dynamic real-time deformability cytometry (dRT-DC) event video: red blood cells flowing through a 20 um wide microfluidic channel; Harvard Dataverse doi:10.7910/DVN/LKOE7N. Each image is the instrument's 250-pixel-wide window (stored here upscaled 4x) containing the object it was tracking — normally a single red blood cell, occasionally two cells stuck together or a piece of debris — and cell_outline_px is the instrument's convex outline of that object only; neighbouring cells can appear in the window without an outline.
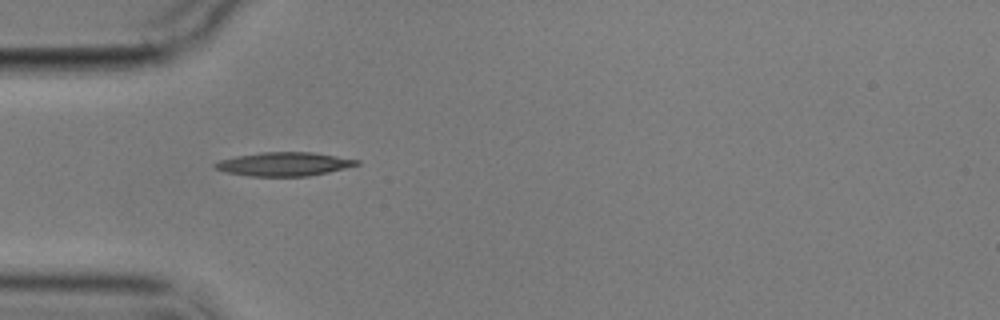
{"species": "common noctule bat (a hibernating species)", "species_latin": "Nyctalus noctula", "temperature_condition": "cold", "stored_images_in_passage": 4, "camera_frame_rate_fps": 3000, "um_per_image_px": 0.085, "animal": {"sex": "male", "body_mass_g": 17.9}, "frame": {"image": 1, "passage_image": 1, "time_ms": 0.0, "image_size_px": [1000, 320], "cell_outline_px": [[360, 164], [328, 172], [308, 176], [252, 176], [228, 172], [212, 168], [212, 164], [220, 160], [236, 156], [260, 152], [312, 152], [360, 160]], "centroid_in_image_um": [24.12, 13.94], "position_along_channel_um": 60.9, "area_um2": 19.48}}
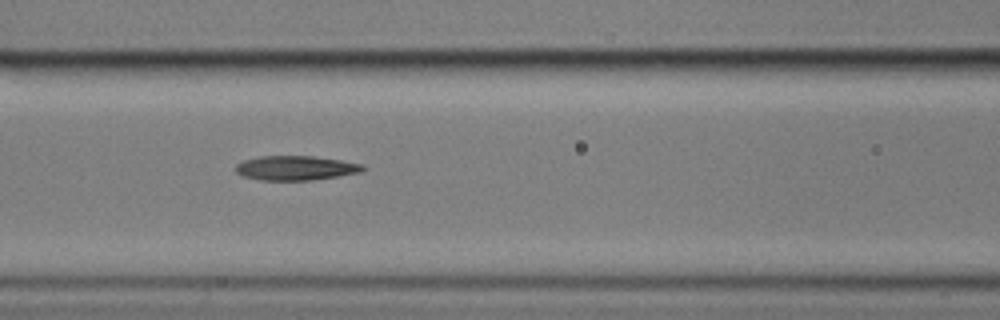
{"frame": {"image": 2, "passage_image": 3, "time_ms": 2.333, "image_size_px": [1000, 320], "cell_outline_px": [[368, 168], [360, 172], [312, 180], [260, 180], [244, 176], [236, 172], [236, 164], [244, 160], [260, 156], [312, 156], [340, 160], [364, 164]], "centroid_in_image_um": [25.15, 14.27], "position_along_channel_um": 141.4, "area_um2": 18.03}}
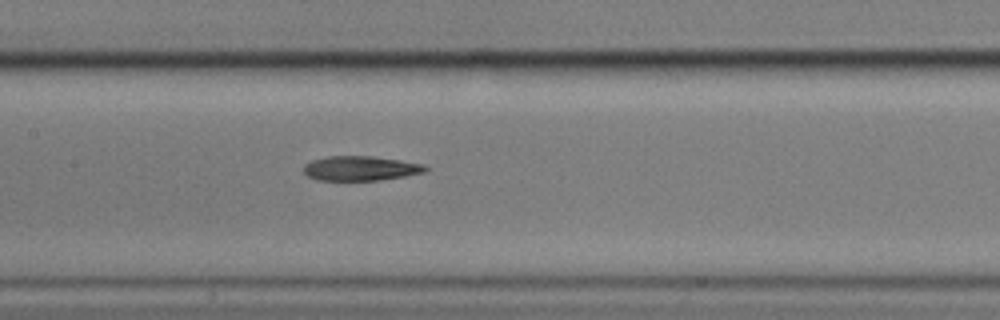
{"frame": {"image": 3, "passage_image": 4, "time_ms": 3.333, "image_size_px": [1000, 320], "cell_outline_px": [[428, 168], [424, 172], [404, 176], [380, 180], [316, 180], [308, 176], [304, 172], [304, 164], [312, 160], [328, 156], [372, 156], [400, 160], [424, 164]], "centroid_in_image_um": [30.63, 14.3], "position_along_channel_um": 176.8, "area_um2": 17.4}}